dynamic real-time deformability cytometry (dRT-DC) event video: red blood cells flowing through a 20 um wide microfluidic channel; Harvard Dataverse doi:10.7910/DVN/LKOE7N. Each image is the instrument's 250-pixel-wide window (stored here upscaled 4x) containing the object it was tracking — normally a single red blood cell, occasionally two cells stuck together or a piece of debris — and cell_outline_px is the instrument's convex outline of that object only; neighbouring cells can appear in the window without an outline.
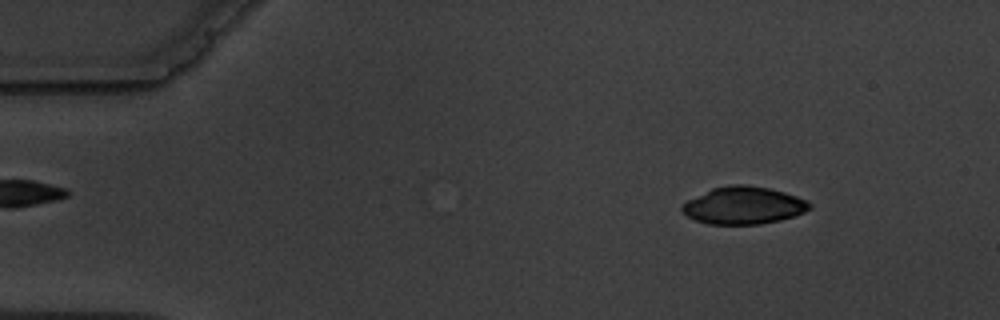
{"species": "common noctule bat (a hibernating species)", "species_latin": "Nyctalus noctula", "temperature_condition": "warm", "stored_images_in_passage": 5, "camera_frame_rate_fps": 3000, "um_per_image_px": 0.085, "animal": {"sex": "male", "body_mass_g": 19.5, "forearm_length_mm": 54.6}, "frame": {"image": 1, "passage_image": 2, "time_ms": 1.333, "image_size_px": [1000, 320], "cell_outline_px": [[812, 208], [804, 212], [780, 220], [760, 224], [708, 224], [696, 220], [688, 216], [680, 208], [688, 200], [712, 188], [732, 184], [748, 184], [768, 188], [784, 192], [796, 196], [812, 204]], "centroid_in_image_um": [63.21, 17.46], "position_along_channel_um": 21.8, "area_um2": 27.57}}